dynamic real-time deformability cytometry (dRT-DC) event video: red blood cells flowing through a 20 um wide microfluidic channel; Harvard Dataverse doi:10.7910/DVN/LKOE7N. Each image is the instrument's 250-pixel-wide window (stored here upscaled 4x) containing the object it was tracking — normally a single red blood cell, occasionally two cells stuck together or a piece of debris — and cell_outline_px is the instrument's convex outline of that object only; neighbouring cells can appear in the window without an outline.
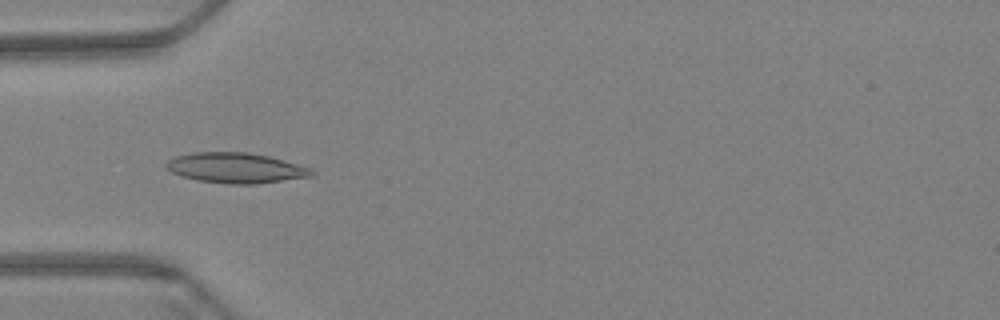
{"species": "Egyptian fruit bat (a non-hibernating species)", "species_latin": "Rousettus aegyptiacus", "temperature_condition": "warm", "stored_images_in_passage": 42, "camera_frame_rate_fps": 3000, "um_per_image_px": 0.085, "animal": {"sex": "female"}, "frame": {"image": 1, "passage_image": 10, "time_ms": 3.0, "image_size_px": [1000, 320], "cell_outline_px": [[316, 172], [312, 176], [256, 184], [228, 184], [196, 180], [172, 172], [164, 164], [168, 160], [176, 156], [192, 152], [248, 152], [268, 156], [284, 160], [312, 168]], "centroid_in_image_um": [20.07, 14.27], "position_along_channel_um": 64.9, "area_um2": 25.66}}
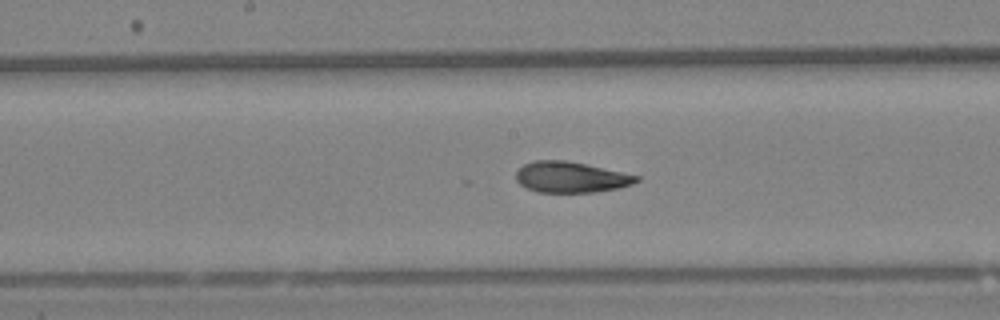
{"frame": {"image": 2, "passage_image": 22, "time_ms": 7.0, "image_size_px": [1000, 320], "cell_outline_px": [[640, 180], [632, 184], [616, 188], [596, 192], [536, 192], [520, 184], [516, 180], [516, 172], [524, 164], [536, 160], [564, 160], [584, 164], [640, 176]], "centroid_in_image_um": [48.5, 15.06], "position_along_channel_um": 199.7, "area_um2": 21.39}}
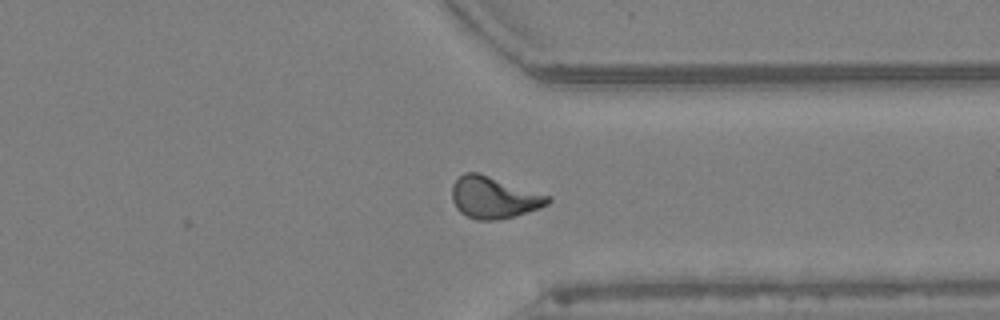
{"frame": {"image": 3, "passage_image": 37, "time_ms": 12.0, "image_size_px": [1000, 320], "cell_outline_px": [[552, 200], [548, 204], [540, 208], [512, 216], [496, 220], [476, 220], [460, 212], [456, 208], [452, 200], [452, 184], [464, 172], [476, 172], [552, 196]], "centroid_in_image_um": [41.98, 16.79], "position_along_channel_um": 369.4, "area_um2": 23.18}, "authors_computed_cell_mechanics": {"area_um2": 22.3108, "velocity_mm_per_s": 3.3952, "shape_relaxation_time_tau1_ms": 8.0933, "shape_relaxation_time_tau2_ms": 2.8567, "deformation_change_tau1": 0.1836, "deformation_change_tau2": 0.0849}}